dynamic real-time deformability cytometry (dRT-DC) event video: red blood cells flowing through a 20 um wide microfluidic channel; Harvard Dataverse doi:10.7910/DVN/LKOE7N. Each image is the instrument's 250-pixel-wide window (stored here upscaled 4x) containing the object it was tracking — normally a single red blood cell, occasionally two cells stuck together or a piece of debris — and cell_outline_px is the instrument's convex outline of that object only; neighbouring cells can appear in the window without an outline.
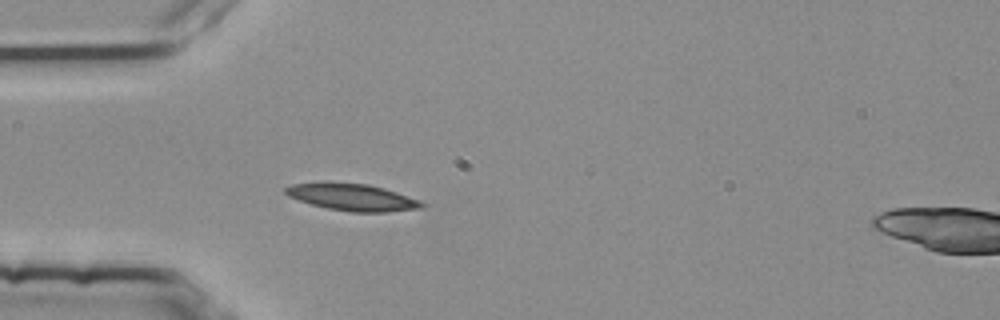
{"species": "common noctule bat (a hibernating species)", "species_latin": "Nyctalus noctula", "temperature_condition": "room temperature", "stored_images_in_passage": 4, "camera_frame_rate_fps": 3000, "um_per_image_px": 0.085, "animal": {"sex": "female", "body_mass_g": 25.1}, "frame": {"image": 1, "passage_image": 4, "time_ms": 1.0, "image_size_px": [1000, 320], "cell_outline_px": [[424, 208], [388, 212], [352, 212], [328, 208], [312, 204], [288, 196], [284, 192], [284, 188], [292, 184], [328, 180], [368, 184], [384, 188], [420, 200], [424, 204]], "centroid_in_image_um": [29.92, 16.73], "position_along_channel_um": 55.1, "area_um2": 21.79}}